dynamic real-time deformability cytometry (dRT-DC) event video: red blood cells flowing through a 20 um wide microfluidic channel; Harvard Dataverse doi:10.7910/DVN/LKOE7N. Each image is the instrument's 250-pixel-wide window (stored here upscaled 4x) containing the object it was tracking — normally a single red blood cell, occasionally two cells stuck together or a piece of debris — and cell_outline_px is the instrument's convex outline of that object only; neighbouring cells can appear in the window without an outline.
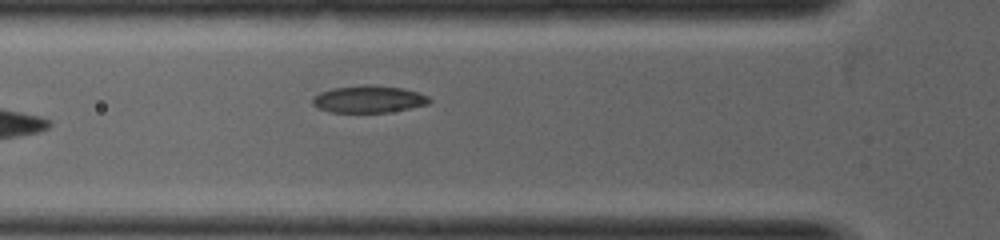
{"species": "common noctule bat (a hibernating species)", "species_latin": "Nyctalus noctula", "temperature_condition": "warm", "stored_images_in_passage": 13, "camera_frame_rate_fps": 5000, "um_per_image_px": 0.085, "animal": {"sex": "female", "body_mass_g": 19.0, "forearm_length_mm": 53.3}, "frame": {"image": 1, "passage_image": 8, "time_ms": 2.0, "image_size_px": [1000, 240], "cell_outline_px": [[432, 100], [428, 104], [388, 112], [328, 112], [312, 104], [312, 96], [320, 92], [332, 88], [368, 84], [372, 84], [400, 88], [416, 92], [428, 96]], "centroid_in_image_um": [31.3, 8.42], "position_along_channel_um": 94.5, "area_um2": 18.38}}
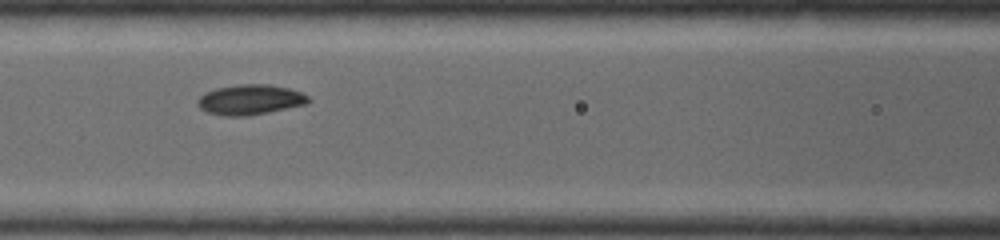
{"frame": {"image": 2, "passage_image": 10, "time_ms": 2.6, "image_size_px": [1000, 240], "cell_outline_px": [[312, 100], [308, 104], [248, 116], [224, 116], [208, 112], [200, 108], [196, 104], [196, 100], [204, 92], [216, 88], [236, 84], [268, 84], [288, 88], [300, 92], [308, 96]], "centroid_in_image_um": [21.25, 8.47], "position_along_channel_um": 145.4, "area_um2": 19.65}}
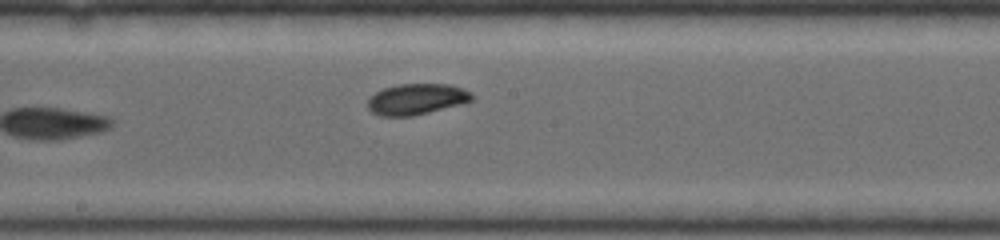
{"frame": {"image": 3, "passage_image": 13, "time_ms": 3.4, "image_size_px": [1000, 240], "cell_outline_px": [[472, 100], [460, 104], [412, 116], [380, 116], [372, 112], [368, 108], [368, 100], [376, 92], [384, 88], [400, 84], [448, 84], [464, 88], [472, 92]], "centroid_in_image_um": [35.41, 8.42], "position_along_channel_um": 212.8, "area_um2": 18.61}}